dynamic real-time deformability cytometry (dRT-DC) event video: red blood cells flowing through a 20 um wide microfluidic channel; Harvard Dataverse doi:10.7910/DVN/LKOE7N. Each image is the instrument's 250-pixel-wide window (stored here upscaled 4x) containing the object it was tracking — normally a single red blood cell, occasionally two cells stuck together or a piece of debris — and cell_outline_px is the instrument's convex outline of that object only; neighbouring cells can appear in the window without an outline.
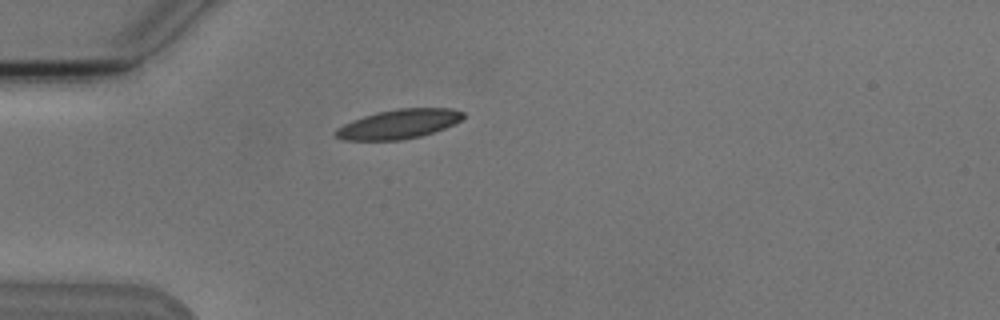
{"species": "Egyptian fruit bat (a non-hibernating species)", "species_latin": "Rousettus aegyptiacus", "temperature_condition": "cold", "stored_images_in_passage": 1, "camera_frame_rate_fps": 3000, "um_per_image_px": 0.085, "animal": {"sex": "male"}, "frame": {"image": 1, "passage_image": 1, "time_ms": 0.0, "image_size_px": [1000, 320], "cell_outline_px": [[464, 116], [460, 120], [444, 128], [420, 136], [400, 140], [344, 140], [336, 136], [332, 132], [336, 128], [352, 120], [376, 112], [396, 108], [452, 108], [464, 112]], "centroid_in_image_um": [33.86, 10.53], "position_along_channel_um": 51.1, "area_um2": 21.73}}